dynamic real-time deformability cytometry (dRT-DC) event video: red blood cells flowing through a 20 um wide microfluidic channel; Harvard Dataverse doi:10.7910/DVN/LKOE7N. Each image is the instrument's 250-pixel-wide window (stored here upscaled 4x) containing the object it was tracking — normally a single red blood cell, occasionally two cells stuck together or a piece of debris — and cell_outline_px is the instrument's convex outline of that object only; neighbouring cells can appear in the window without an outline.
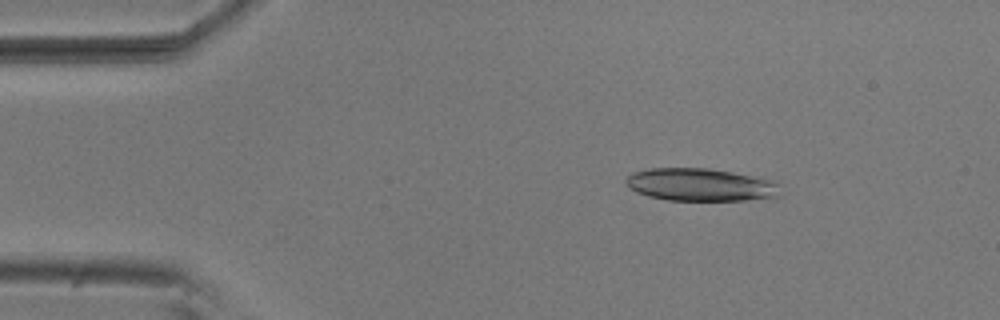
{"species": "common noctule bat (a hibernating species)", "species_latin": "Nyctalus noctula", "temperature_condition": "room temperature", "stored_images_in_passage": 53, "camera_frame_rate_fps": 3000, "um_per_image_px": 0.085, "animal": {"sex": "male", "body_mass_g": 20.5, "forearm_length_mm": 52.5}, "frame": {"image": 1, "passage_image": 8, "time_ms": 2.333, "image_size_px": [1000, 320], "cell_outline_px": [[780, 196], [744, 200], [668, 200], [648, 196], [636, 192], [624, 180], [632, 172], [652, 168], [708, 168], [760, 176], [776, 180], [780, 184]], "centroid_in_image_um": [59.62, 15.69], "position_along_channel_um": 25.4, "area_um2": 29.71}}